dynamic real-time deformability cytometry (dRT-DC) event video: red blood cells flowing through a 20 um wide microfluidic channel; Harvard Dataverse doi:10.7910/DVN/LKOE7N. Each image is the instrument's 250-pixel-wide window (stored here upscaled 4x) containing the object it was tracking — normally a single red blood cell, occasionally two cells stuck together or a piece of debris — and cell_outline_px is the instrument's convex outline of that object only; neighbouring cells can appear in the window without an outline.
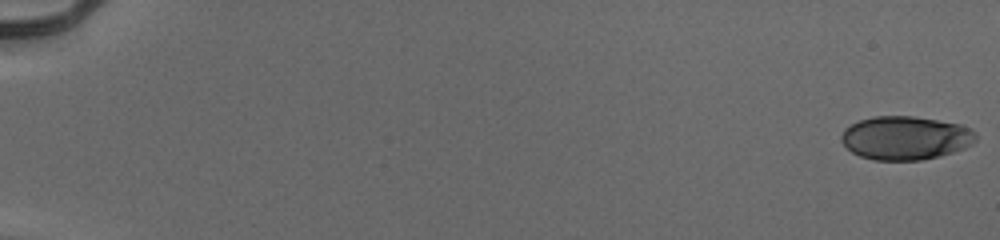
{"species": "human", "species_latin": "Homo sapiens", "temperature_condition": "cold", "stored_images_in_passage": 55, "camera_frame_rate_fps": 3000, "um_per_image_px": 0.085, "donor": {"sex": "male"}, "frame": {"image": 1, "passage_image": 1, "time_ms": 0.0, "image_size_px": [1000, 240], "cell_outline_px": [[976, 140], [972, 144], [964, 148], [952, 152], [920, 160], [872, 160], [860, 156], [852, 152], [840, 140], [840, 136], [844, 128], [860, 120], [872, 116], [912, 116], [960, 124], [972, 128], [976, 132]], "centroid_in_image_um": [76.95, 11.72], "position_along_channel_um": 8.0, "area_um2": 34.16}}
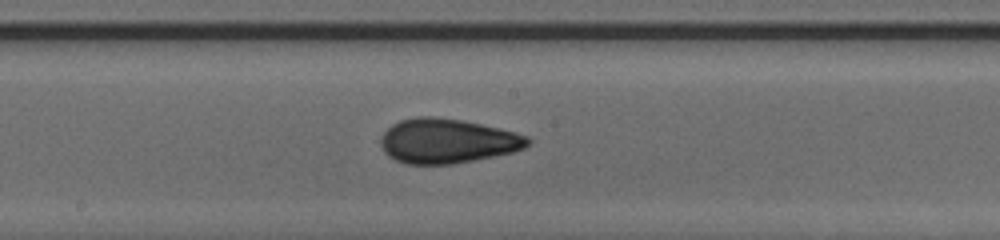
{"frame": {"image": 2, "passage_image": 32, "time_ms": 10.333, "image_size_px": [1000, 240], "cell_outline_px": [[532, 140], [524, 148], [512, 152], [452, 164], [408, 164], [396, 160], [388, 156], [380, 148], [380, 136], [392, 124], [400, 120], [416, 116], [432, 116], [460, 120], [480, 124], [516, 132], [528, 136]], "centroid_in_image_um": [37.98, 11.98], "position_along_channel_um": 210.2, "area_um2": 38.15}}
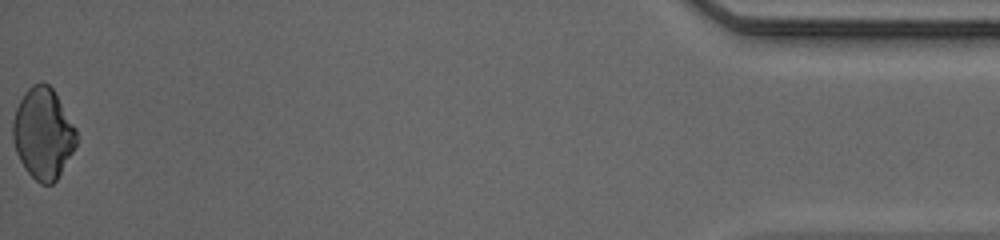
{"frame": {"image": 3, "passage_image": 55, "time_ms": 18.0, "image_size_px": [1000, 240], "cell_outline_px": [[76, 144], [72, 152], [56, 180], [52, 184], [40, 184], [24, 168], [16, 152], [12, 136], [12, 124], [16, 108], [24, 92], [32, 84], [40, 80], [48, 84], [52, 88], [76, 128]], "centroid_in_image_um": [3.64, 11.32], "position_along_channel_um": 431.6, "area_um2": 33.52}, "authors_computed_cell_mechanics": {"area_um2": 35.6626, "velocity_mm_per_s": 3.9611, "shape_relaxation_time_tau1_ms": 7.0969, "shape_relaxation_time_tau2_ms": 1.1208, "deformation_change_tau1": 0.1571, "deformation_change_tau2": 0.0614}}